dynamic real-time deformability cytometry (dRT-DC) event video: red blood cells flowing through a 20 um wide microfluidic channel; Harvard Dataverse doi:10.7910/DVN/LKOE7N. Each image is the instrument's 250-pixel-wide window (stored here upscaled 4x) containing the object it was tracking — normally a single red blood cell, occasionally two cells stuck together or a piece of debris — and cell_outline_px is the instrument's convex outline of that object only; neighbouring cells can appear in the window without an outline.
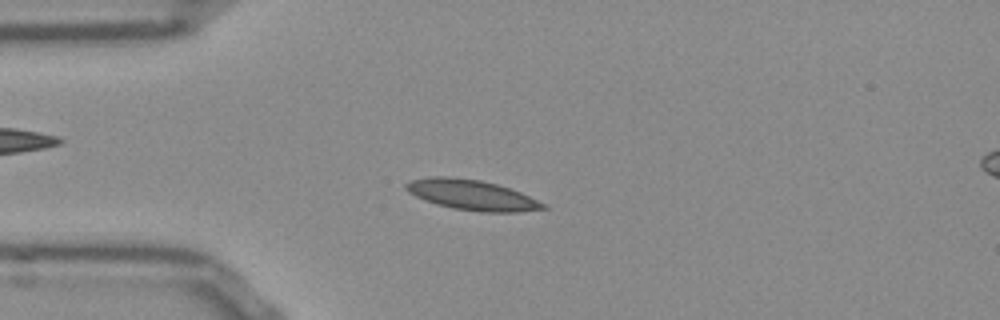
{"species": "Egyptian fruit bat (a non-hibernating species)", "species_latin": "Rousettus aegyptiacus", "temperature_condition": "room temperature", "stored_images_in_passage": 52, "camera_frame_rate_fps": 3000, "um_per_image_px": 0.085, "frame": {"image": 1, "passage_image": 12, "time_ms": 3.667, "image_size_px": [1000, 320], "cell_outline_px": [[548, 208], [520, 212], [480, 212], [452, 208], [436, 204], [424, 200], [408, 192], [404, 188], [404, 184], [412, 180], [432, 176], [448, 176], [480, 180], [496, 184], [520, 192], [548, 204]], "centroid_in_image_um": [40.12, 16.58], "position_along_channel_um": 44.9, "area_um2": 24.28}}
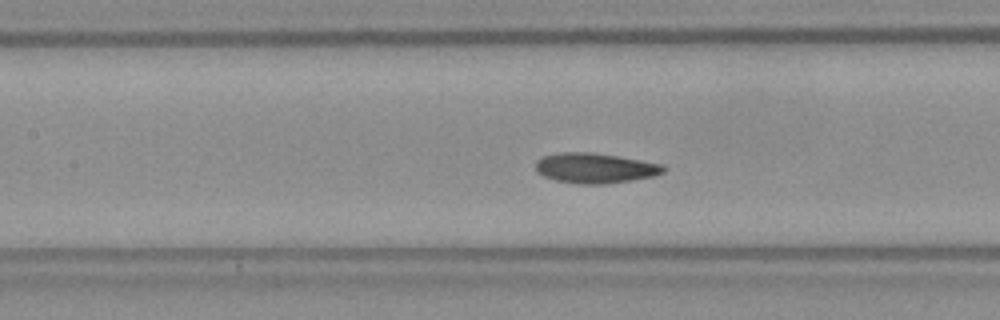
{"frame": {"image": 2, "passage_image": 22, "time_ms": 7.0, "image_size_px": [1000, 320], "cell_outline_px": [[668, 168], [664, 172], [652, 176], [632, 180], [604, 184], [580, 184], [556, 180], [544, 176], [536, 172], [536, 160], [544, 156], [560, 152], [592, 152], [664, 164]], "centroid_in_image_um": [50.59, 14.28], "position_along_channel_um": 156.8, "area_um2": 22.43}}
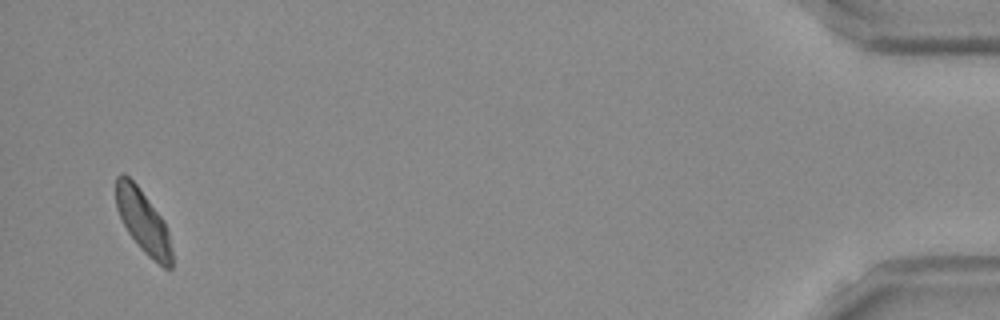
{"frame": {"image": 3, "passage_image": 50, "time_ms": 16.333, "image_size_px": [1000, 320], "cell_outline_px": [[172, 268], [164, 268], [148, 256], [140, 248], [128, 232], [116, 208], [116, 176], [124, 172], [136, 184], [164, 220], [168, 232], [172, 252]], "centroid_in_image_um": [12.16, 18.82], "position_along_channel_um": 423.0, "area_um2": 20.35}, "authors_computed_cell_mechanics": {"area_um2": 21.9062, "velocity_mm_per_s": 3.7973, "shape_relaxation_time_tau1_ms": 9.9374, "shape_relaxation_time_tau2_ms": 4.4121, "deformation_change_tau1": 0.1635, "deformation_change_tau2": 0.0728}}